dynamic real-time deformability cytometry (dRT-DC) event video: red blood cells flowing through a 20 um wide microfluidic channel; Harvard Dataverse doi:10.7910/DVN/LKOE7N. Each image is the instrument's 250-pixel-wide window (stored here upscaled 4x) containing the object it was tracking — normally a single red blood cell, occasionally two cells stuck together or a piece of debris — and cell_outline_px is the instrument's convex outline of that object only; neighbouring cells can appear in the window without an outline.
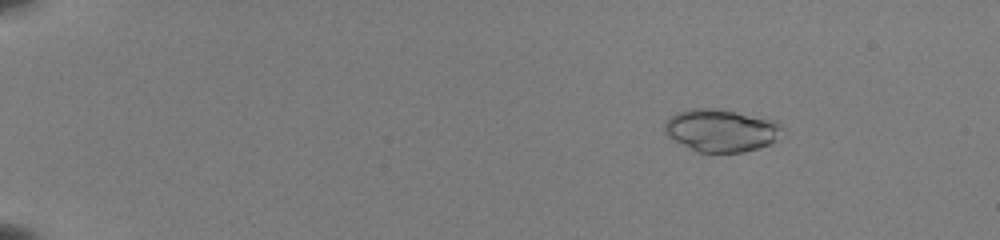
{"species": "common noctule bat (a hibernating species)", "species_latin": "Nyctalus noctula", "temperature_condition": "room temperature", "stored_images_in_passage": 53, "camera_frame_rate_fps": 3000, "um_per_image_px": 0.085, "animal": {"sex": "female", "body_mass_g": 22.0, "forearm_length_mm": 56.7}, "frame": {"image": 1, "passage_image": 8, "time_ms": 2.333, "image_size_px": [1000, 240], "cell_outline_px": [[780, 128], [776, 140], [768, 144], [744, 152], [696, 152], [668, 136], [664, 132], [664, 120], [676, 112], [692, 108], [720, 108], [776, 120], [780, 124]], "centroid_in_image_um": [61.24, 11.06], "position_along_channel_um": 23.8, "area_um2": 29.19}}